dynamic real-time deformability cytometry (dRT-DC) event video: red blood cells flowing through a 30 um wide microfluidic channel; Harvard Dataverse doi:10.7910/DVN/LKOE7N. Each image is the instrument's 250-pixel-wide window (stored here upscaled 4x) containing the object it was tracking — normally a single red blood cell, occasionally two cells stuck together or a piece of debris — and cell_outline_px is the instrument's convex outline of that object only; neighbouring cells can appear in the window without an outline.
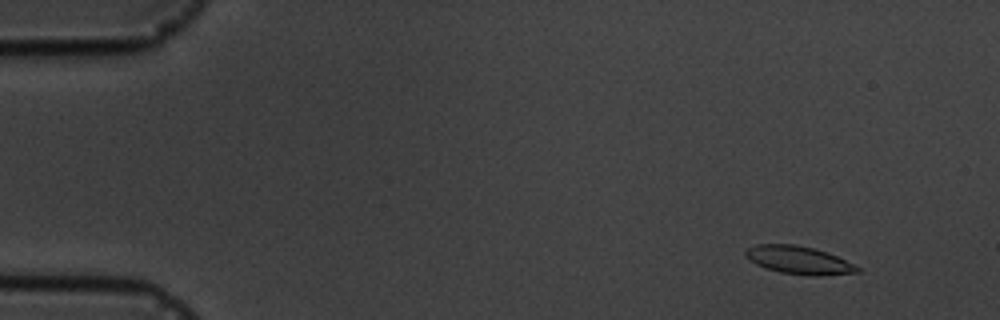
{"species": "common noctule bat (a hibernating species)", "species_latin": "Nyctalus noctula", "temperature_condition": "cold", "stored_images_in_passage": 7, "camera_frame_rate_fps": 3000, "um_per_image_px": 0.085, "animal": {"sex": "male", "body_mass_g": 19.5, "forearm_length_mm": 54.6}, "frame": {"image": 1, "passage_image": 2, "time_ms": 1.333, "image_size_px": [1000, 320], "cell_outline_px": [[860, 272], [820, 276], [812, 276], [780, 272], [764, 268], [756, 264], [744, 256], [744, 252], [748, 248], [756, 244], [796, 244], [828, 252], [860, 268]], "centroid_in_image_um": [67.86, 22.11], "position_along_channel_um": 17.1, "area_um2": 18.21}}
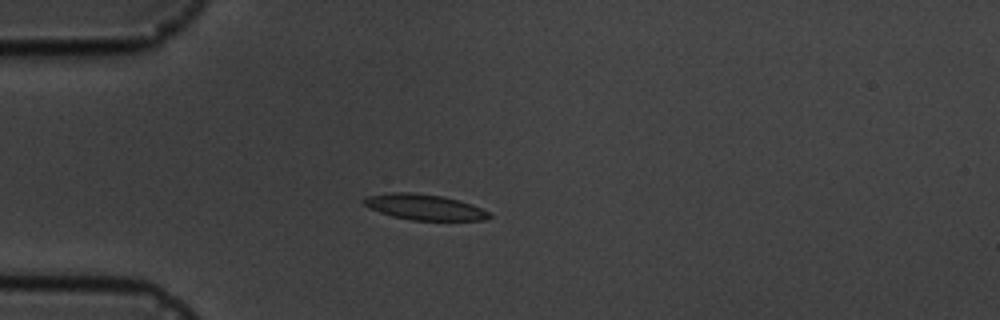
{"frame": {"image": 2, "passage_image": 5, "time_ms": 4.667, "image_size_px": [1000, 320], "cell_outline_px": [[492, 216], [484, 220], [412, 220], [392, 216], [380, 212], [364, 204], [364, 200], [368, 196], [388, 192], [412, 192], [444, 196], [460, 200], [472, 204], [488, 212]], "centroid_in_image_um": [36.1, 17.59], "position_along_channel_um": 48.9, "area_um2": 18.61}}
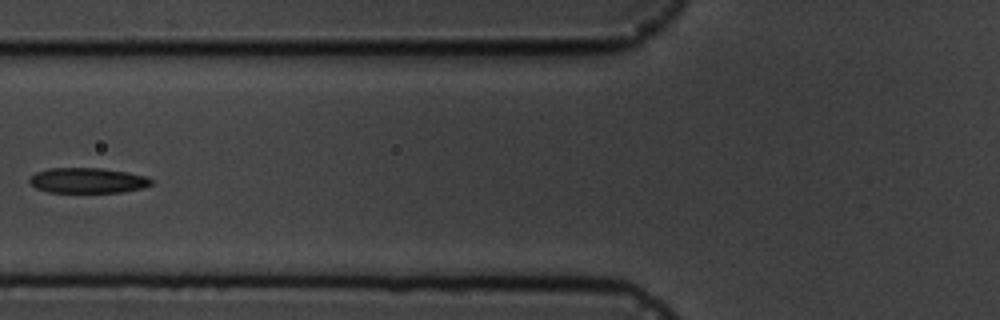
{"frame": {"image": 3, "passage_image": 7, "time_ms": 7.0, "image_size_px": [1000, 320], "cell_outline_px": [[152, 184], [144, 188], [120, 192], [48, 192], [36, 188], [28, 180], [36, 172], [52, 168], [100, 168], [128, 172], [148, 176], [152, 180]], "centroid_in_image_um": [7.49, 15.34], "position_along_channel_um": 118.3, "area_um2": 17.92}}